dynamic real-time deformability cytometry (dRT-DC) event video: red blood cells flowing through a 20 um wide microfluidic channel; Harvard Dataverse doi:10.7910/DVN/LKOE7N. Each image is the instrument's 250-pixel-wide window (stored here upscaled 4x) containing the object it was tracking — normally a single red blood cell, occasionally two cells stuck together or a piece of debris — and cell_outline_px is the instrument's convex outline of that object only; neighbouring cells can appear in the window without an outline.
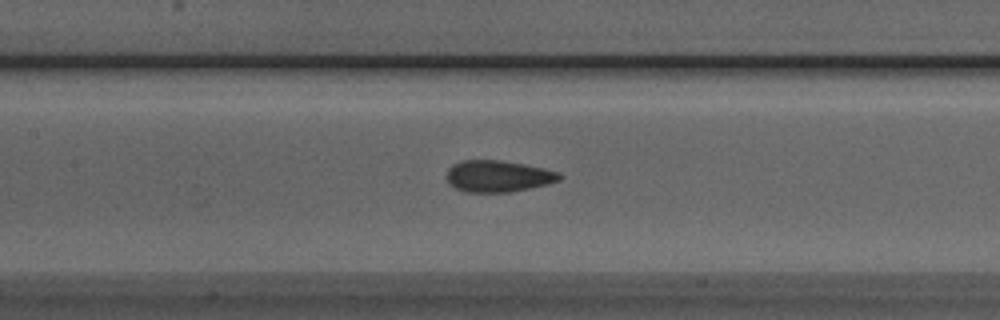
{"species": "Egyptian fruit bat (a non-hibernating species)", "species_latin": "Rousettus aegyptiacus", "temperature_condition": "room temperature", "stored_images_in_passage": 30, "camera_frame_rate_fps": 3000, "um_per_image_px": 0.085, "animal": {"sex": "male"}, "frame": {"image": 1, "passage_image": 11, "time_ms": 3.333, "image_size_px": [1000, 320], "cell_outline_px": [[564, 176], [560, 180], [548, 184], [508, 192], [464, 192], [448, 184], [444, 176], [448, 168], [452, 164], [464, 160], [500, 160], [524, 164], [544, 168], [560, 172]], "centroid_in_image_um": [42.31, 14.97], "position_along_channel_um": 165.1, "area_um2": 21.04}}
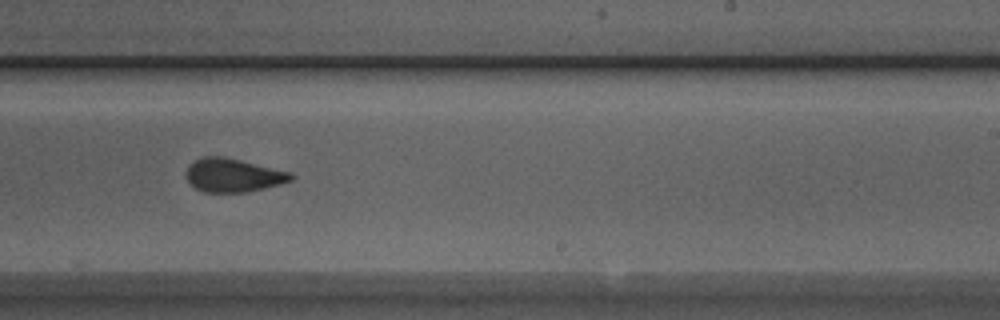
{"frame": {"image": 2, "passage_image": 19, "time_ms": 6.0, "image_size_px": [1000, 320], "cell_outline_px": [[296, 176], [292, 180], [280, 184], [248, 192], [204, 192], [196, 188], [188, 180], [188, 164], [192, 160], [204, 156], [224, 156], [292, 172]], "centroid_in_image_um": [19.85, 14.88], "position_along_channel_um": 269.2, "area_um2": 20.52}}
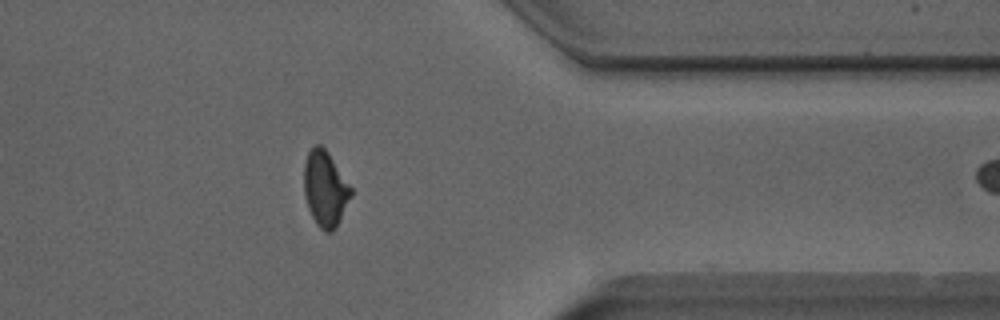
{"frame": {"image": 3, "passage_image": 29, "time_ms": 9.333, "image_size_px": [1000, 320], "cell_outline_px": [[352, 192], [340, 220], [332, 232], [324, 232], [316, 224], [308, 208], [304, 196], [304, 164], [308, 152], [316, 144], [320, 144], [328, 152], [352, 188]], "centroid_in_image_um": [27.62, 16.05], "position_along_channel_um": 383.8, "area_um2": 20.52}}